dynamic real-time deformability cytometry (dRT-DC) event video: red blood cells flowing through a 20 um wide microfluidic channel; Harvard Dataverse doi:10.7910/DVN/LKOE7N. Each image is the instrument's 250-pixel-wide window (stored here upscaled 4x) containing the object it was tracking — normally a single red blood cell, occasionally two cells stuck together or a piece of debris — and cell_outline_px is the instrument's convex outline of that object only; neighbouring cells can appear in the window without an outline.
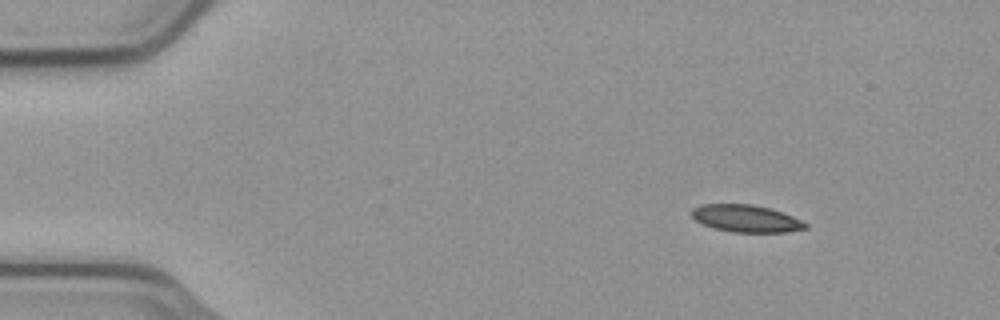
{"species": "common noctule bat (a hibernating species)", "species_latin": "Nyctalus noctula", "temperature_condition": "cold", "stored_images_in_passage": 49, "camera_frame_rate_fps": 3000, "um_per_image_px": 0.085, "animal": {"sex": "male", "body_mass_g": 23.1, "forearm_length_mm": 52.7}, "frame": {"image": 1, "passage_image": 1, "time_ms": 0.0, "image_size_px": [1000, 320], "cell_outline_px": [[808, 228], [788, 232], [732, 232], [716, 228], [704, 224], [696, 220], [688, 212], [692, 208], [700, 204], [752, 204], [768, 208], [792, 216], [808, 224]], "centroid_in_image_um": [63.39, 18.57], "position_along_channel_um": 21.6, "area_um2": 17.98}}
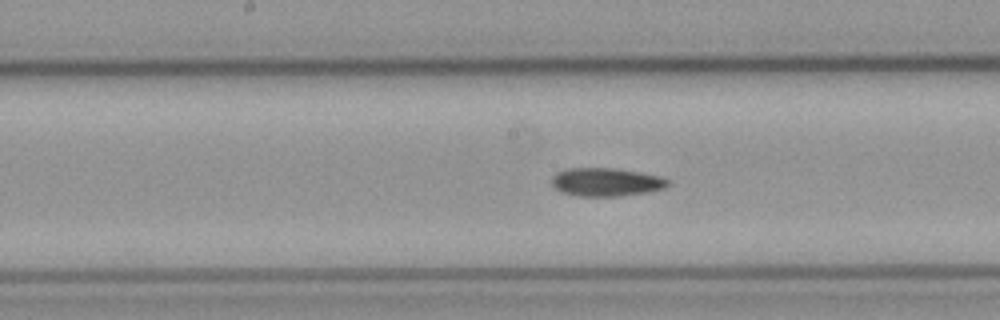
{"frame": {"image": 2, "passage_image": 22, "time_ms": 7.0, "image_size_px": [1000, 320], "cell_outline_px": [[668, 184], [664, 188], [652, 192], [620, 196], [580, 196], [564, 192], [556, 188], [552, 184], [552, 176], [556, 172], [568, 168], [612, 168], [660, 176], [668, 180]], "centroid_in_image_um": [51.52, 15.48], "position_along_channel_um": 196.7, "area_um2": 19.02}}
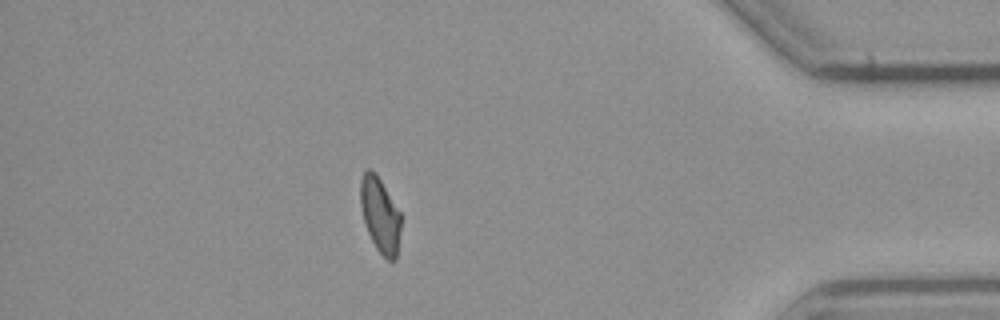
{"frame": {"image": 3, "passage_image": 42, "time_ms": 13.667, "image_size_px": [1000, 320], "cell_outline_px": [[400, 228], [396, 260], [388, 260], [376, 248], [368, 232], [364, 220], [360, 204], [360, 180], [364, 172], [368, 168], [376, 172], [400, 212]], "centroid_in_image_um": [32.29, 18.24], "position_along_channel_um": 402.9, "area_um2": 17.51}}